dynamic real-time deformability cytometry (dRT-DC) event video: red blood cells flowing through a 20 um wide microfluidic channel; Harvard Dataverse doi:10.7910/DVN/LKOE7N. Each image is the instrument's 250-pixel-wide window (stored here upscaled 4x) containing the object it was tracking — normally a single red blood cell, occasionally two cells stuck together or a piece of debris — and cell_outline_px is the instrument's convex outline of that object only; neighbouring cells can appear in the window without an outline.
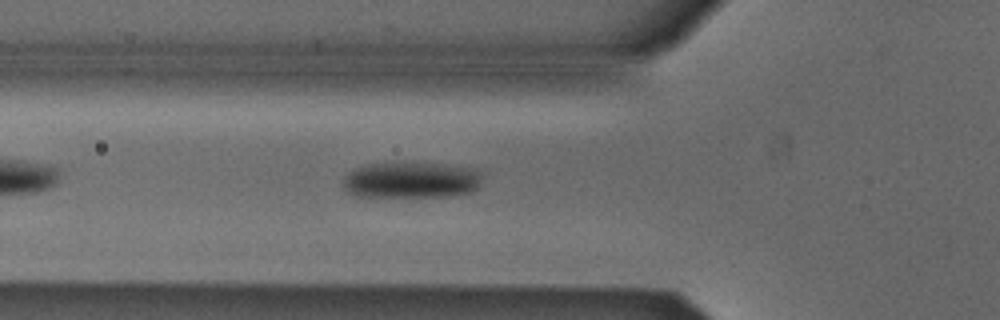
{"species": "Egyptian fruit bat (a non-hibernating species)", "species_latin": "Rousettus aegyptiacus", "temperature_condition": "cold", "stored_images_in_passage": 35, "camera_frame_rate_fps": 3000, "um_per_image_px": 0.085, "animal": {"sex": "male"}, "frame": {"image": 1, "passage_image": 6, "time_ms": 1.667, "image_size_px": [1000, 320], "cell_outline_px": [[480, 180], [476, 188], [472, 192], [448, 196], [356, 196], [348, 192], [344, 188], [344, 176], [348, 172], [364, 164], [444, 164], [464, 168], [476, 172], [480, 176]], "centroid_in_image_um": [34.87, 15.33], "position_along_channel_um": 90.9, "area_um2": 28.44}}
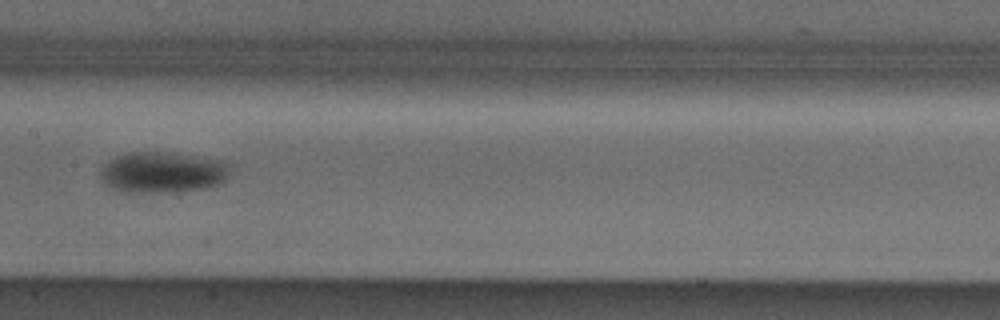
{"frame": {"image": 2, "passage_image": 14, "time_ms": 4.333, "image_size_px": [1000, 320], "cell_outline_px": [[228, 168], [224, 180], [220, 184], [204, 188], [168, 192], [128, 192], [104, 184], [100, 180], [100, 168], [108, 160], [116, 156], [132, 152], [172, 152], [228, 160]], "centroid_in_image_um": [13.81, 14.62], "position_along_channel_um": 193.6, "area_um2": 31.1}}
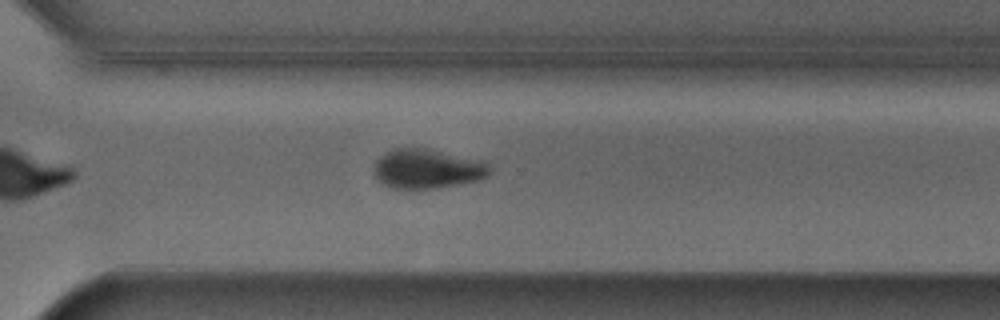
{"frame": {"image": 3, "passage_image": 25, "time_ms": 8.0, "image_size_px": [1000, 320], "cell_outline_px": [[492, 172], [488, 176], [480, 180], [440, 188], [392, 188], [384, 184], [376, 176], [376, 160], [380, 156], [396, 148], [432, 148], [484, 160], [492, 168]], "centroid_in_image_um": [36.43, 14.33], "position_along_channel_um": 334.2, "area_um2": 26.88}}